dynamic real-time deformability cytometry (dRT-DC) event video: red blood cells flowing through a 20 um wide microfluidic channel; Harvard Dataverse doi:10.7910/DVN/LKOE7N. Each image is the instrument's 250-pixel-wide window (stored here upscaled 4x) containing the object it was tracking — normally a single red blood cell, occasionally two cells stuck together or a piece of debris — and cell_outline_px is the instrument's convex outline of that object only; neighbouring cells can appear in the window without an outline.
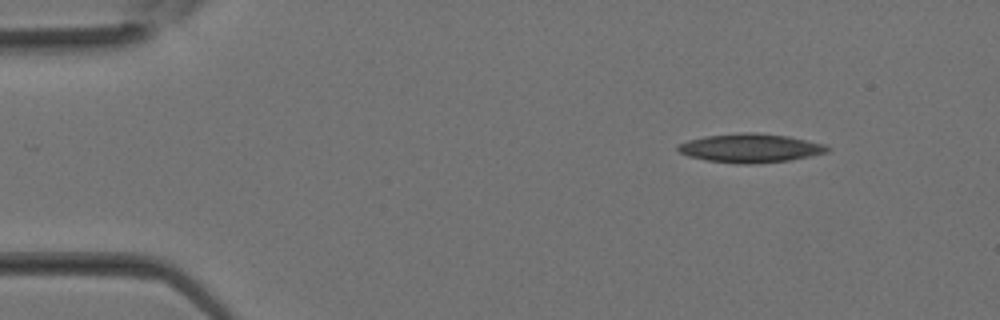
{"species": "Egyptian fruit bat (a non-hibernating species)", "species_latin": "Rousettus aegyptiacus", "temperature_condition": "room temperature", "stored_images_in_passage": 30, "camera_frame_rate_fps": 3000, "um_per_image_px": 0.085, "animal": {"sex": "female"}, "frame": {"image": 1, "passage_image": 1, "time_ms": 0.0, "image_size_px": [1000, 320], "cell_outline_px": [[832, 148], [828, 152], [788, 160], [744, 164], [736, 164], [708, 160], [688, 156], [680, 152], [676, 148], [680, 144], [688, 140], [704, 136], [744, 132], [756, 132], [788, 136], [824, 144]], "centroid_in_image_um": [63.78, 12.58], "position_along_channel_um": 21.2, "area_um2": 24.85}}
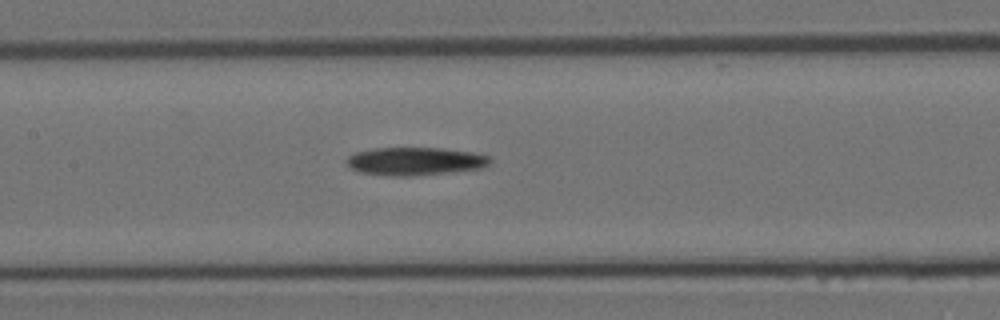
{"frame": {"image": 2, "passage_image": 12, "time_ms": 3.667, "image_size_px": [1000, 320], "cell_outline_px": [[492, 160], [488, 164], [480, 168], [408, 176], [392, 176], [360, 172], [352, 168], [348, 164], [348, 156], [356, 152], [372, 148], [444, 148], [476, 152], [488, 156]], "centroid_in_image_um": [35.29, 13.69], "position_along_channel_um": 172.1, "area_um2": 23.12}}
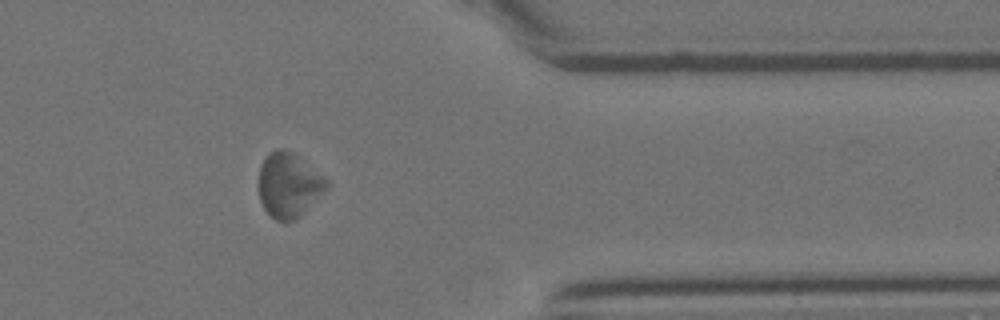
{"frame": {"image": 3, "passage_image": 23, "time_ms": 7.333, "image_size_px": [1000, 320], "cell_outline_px": [[328, 184], [304, 212], [296, 220], [276, 220], [264, 208], [260, 200], [256, 184], [260, 164], [268, 152], [276, 148], [284, 148], [296, 152], [328, 180]], "centroid_in_image_um": [24.47, 15.66], "position_along_channel_um": 386.9, "area_um2": 25.84}}